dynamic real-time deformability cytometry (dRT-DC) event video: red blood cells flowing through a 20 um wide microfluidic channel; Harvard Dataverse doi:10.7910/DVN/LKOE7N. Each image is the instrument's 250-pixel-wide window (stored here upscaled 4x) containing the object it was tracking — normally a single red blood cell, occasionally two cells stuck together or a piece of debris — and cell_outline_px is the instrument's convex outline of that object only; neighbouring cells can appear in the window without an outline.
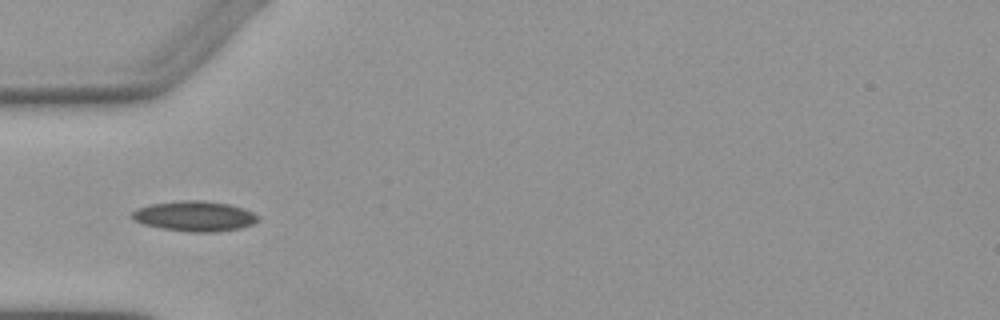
{"species": "Egyptian fruit bat (a non-hibernating species)", "species_latin": "Rousettus aegyptiacus", "temperature_condition": "warm", "stored_images_in_passage": 5, "camera_frame_rate_fps": 3000, "um_per_image_px": 0.085, "animal": {"sex": "female"}, "frame": {"image": 1, "passage_image": 5, "time_ms": 4.667, "image_size_px": [1000, 320], "cell_outline_px": [[260, 220], [252, 224], [240, 228], [216, 232], [188, 232], [160, 228], [144, 224], [132, 220], [132, 212], [136, 208], [148, 204], [180, 200], [204, 200], [228, 204], [244, 208], [260, 216]], "centroid_in_image_um": [16.54, 18.37], "position_along_channel_um": 68.5, "area_um2": 22.48}}